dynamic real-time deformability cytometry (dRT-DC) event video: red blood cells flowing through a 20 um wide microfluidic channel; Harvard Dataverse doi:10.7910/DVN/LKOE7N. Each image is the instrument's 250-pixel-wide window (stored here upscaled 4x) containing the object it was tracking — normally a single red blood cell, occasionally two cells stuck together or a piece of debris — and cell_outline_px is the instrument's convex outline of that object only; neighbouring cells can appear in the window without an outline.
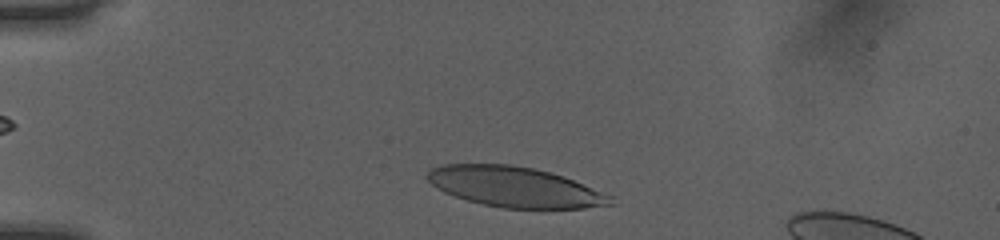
{"species": "human", "species_latin": "Homo sapiens", "temperature_condition": "room temperature", "stored_images_in_passage": 34, "camera_frame_rate_fps": 3000, "um_per_image_px": 0.085, "donor": {"sex": "female"}, "frame": {"image": 1, "passage_image": 3, "time_ms": 0.667, "image_size_px": [1000, 240], "cell_outline_px": [[616, 204], [584, 208], [504, 208], [484, 204], [468, 200], [444, 192], [436, 188], [424, 176], [432, 168], [444, 164], [512, 164], [532, 168], [564, 176], [616, 196]], "centroid_in_image_um": [43.83, 15.89], "position_along_channel_um": 41.2, "area_um2": 43.18}}
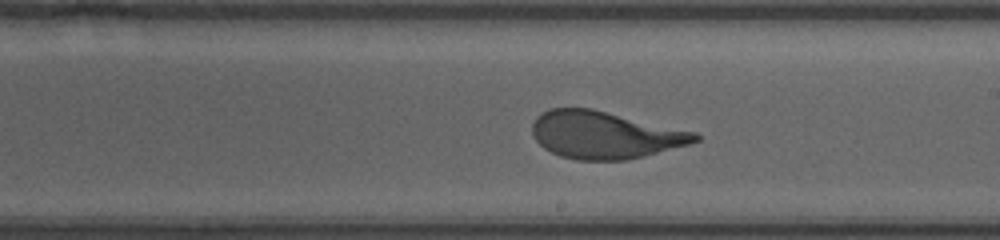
{"frame": {"image": 2, "passage_image": 21, "time_ms": 6.667, "image_size_px": [1000, 240], "cell_outline_px": [[700, 140], [688, 144], [624, 160], [576, 160], [560, 156], [544, 148], [536, 140], [532, 132], [532, 124], [536, 116], [548, 108], [592, 108], [696, 132], [700, 136]], "centroid_in_image_um": [51.36, 11.45], "position_along_channel_um": 237.6, "area_um2": 44.62}}
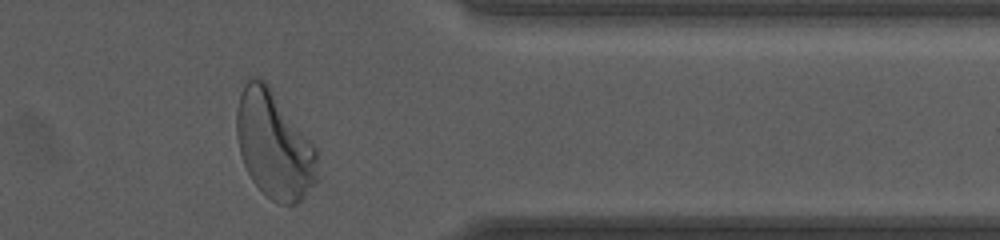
{"frame": {"image": 3, "passage_image": 33, "time_ms": 10.667, "image_size_px": [1000, 240], "cell_outline_px": [[320, 152], [316, 184], [296, 204], [280, 204], [272, 200], [252, 180], [244, 164], [240, 152], [236, 136], [236, 108], [240, 92], [248, 76], [256, 76], [264, 80], [268, 84]], "centroid_in_image_um": [23.31, 12.29], "position_along_channel_um": 388.1, "area_um2": 50.92}, "authors_computed_cell_mechanics": {"area_um2": 45.6331, "velocity_mm_per_s": 4.0075, "shape_relaxation_time_tau1_ms": 3.821, "shape_relaxation_time_tau2_ms": null, "deformation_change_tau1": 0.2177, "deformation_change_tau2": null}}